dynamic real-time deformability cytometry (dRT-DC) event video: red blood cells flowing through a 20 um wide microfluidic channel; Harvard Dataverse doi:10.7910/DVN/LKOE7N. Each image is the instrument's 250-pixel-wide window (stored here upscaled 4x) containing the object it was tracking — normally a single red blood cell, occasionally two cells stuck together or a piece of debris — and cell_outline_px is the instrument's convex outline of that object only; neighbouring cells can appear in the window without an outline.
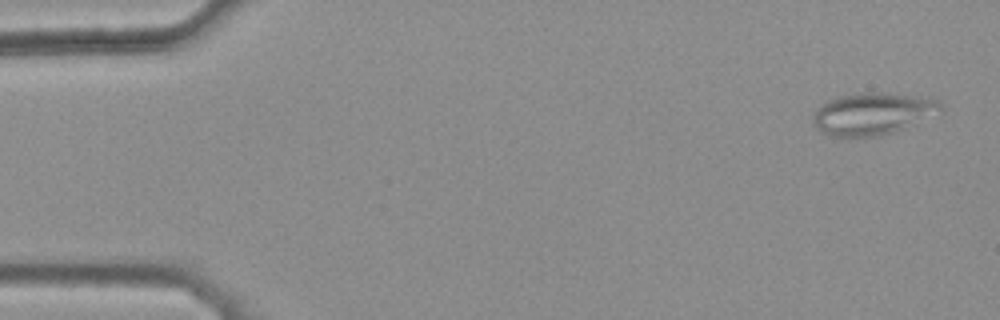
{"species": "common noctule bat (a hibernating species)", "species_latin": "Nyctalus noctula", "temperature_condition": "warm", "stored_images_in_passage": 46, "camera_frame_rate_fps": 3000, "um_per_image_px": 0.085, "animal": {"sex": "female", "body_mass_g": 25.1}, "frame": {"image": 1, "passage_image": 2, "time_ms": 0.333, "image_size_px": [1000, 320], "cell_outline_px": [[944, 112], [904, 128], [880, 136], [832, 136], [816, 128], [812, 124], [812, 116], [820, 104], [828, 100], [840, 96], [868, 92], [884, 92], [940, 100], [944, 104]], "centroid_in_image_um": [74.22, 9.66], "position_along_channel_um": 10.8, "area_um2": 31.44}}
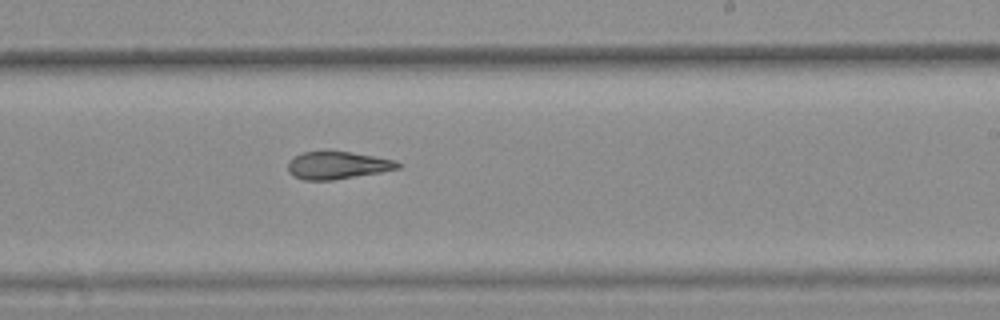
{"frame": {"image": 2, "passage_image": 31, "time_ms": 10.0, "image_size_px": [1000, 320], "cell_outline_px": [[404, 164], [400, 168], [380, 172], [332, 180], [304, 180], [292, 176], [288, 172], [288, 160], [304, 152], [328, 148], [352, 152], [396, 160]], "centroid_in_image_um": [28.67, 14.01], "position_along_channel_um": 260.3, "area_um2": 18.26}}
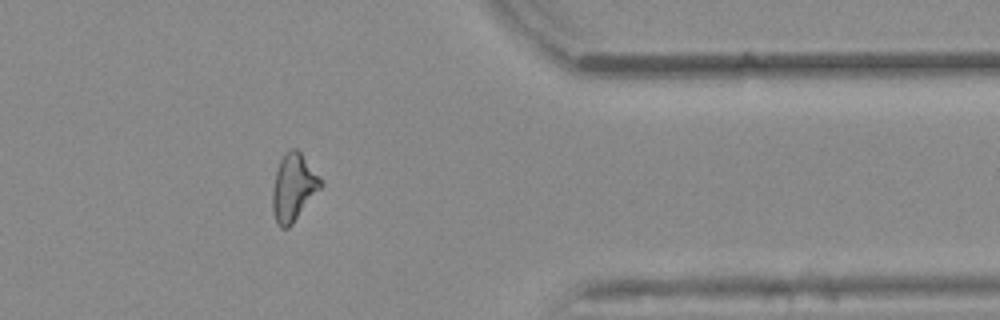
{"frame": {"image": 3, "passage_image": 42, "time_ms": 13.667, "image_size_px": [1000, 320], "cell_outline_px": [[324, 184], [292, 224], [288, 228], [280, 228], [276, 224], [272, 208], [272, 188], [276, 172], [280, 160], [284, 152], [292, 148], [296, 148], [300, 152]], "centroid_in_image_um": [24.91, 15.95], "position_along_channel_um": 386.5, "area_um2": 18.73}, "authors_computed_cell_mechanics": {"area_um2": 18.9006, "velocity_mm_per_s": 3.8858, "shape_relaxation_time_tau1_ms": null, "shape_relaxation_time_tau2_ms": 3.4731, "deformation_change_tau1": null, "deformation_change_tau2": 0.1333}}